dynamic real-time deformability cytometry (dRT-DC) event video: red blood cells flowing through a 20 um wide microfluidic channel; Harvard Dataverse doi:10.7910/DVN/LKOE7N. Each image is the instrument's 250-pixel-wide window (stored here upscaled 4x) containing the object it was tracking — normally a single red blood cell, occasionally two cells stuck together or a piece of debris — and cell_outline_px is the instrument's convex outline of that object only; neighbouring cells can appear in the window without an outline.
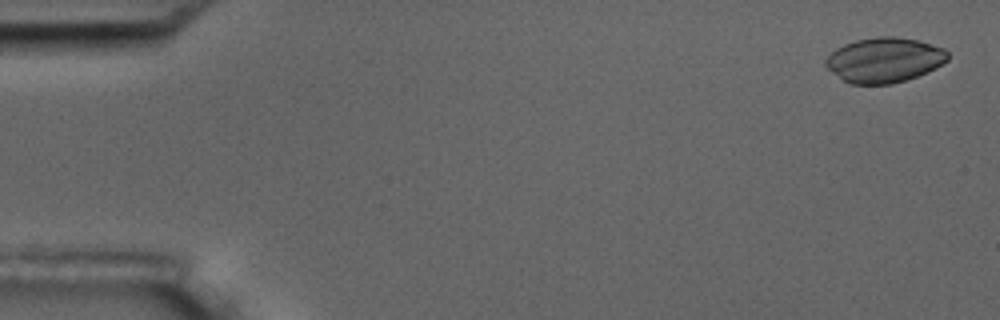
{"species": "common noctule bat (a hibernating species)", "species_latin": "Nyctalus noctula", "temperature_condition": "room temperature", "stored_images_in_passage": 6, "segment_of_instrument_passage": [2, 2], "camera_frame_rate_fps": 3000, "um_per_image_px": 0.085, "animal": {"sex": "male", "body_mass_g": 17.5, "forearm_length_mm": 52.3}, "frame": {"image": 1, "passage_image": 6, "time_ms": 5.667, "image_size_px": [1000, 320], "cell_outline_px": [[948, 60], [936, 68], [916, 76], [892, 84], [852, 84], [844, 80], [832, 72], [824, 64], [824, 60], [836, 48], [844, 44], [856, 40], [876, 36], [892, 36], [920, 40], [944, 48], [948, 52]], "centroid_in_image_um": [75.17, 5.08], "position_along_channel_um": 9.8, "area_um2": 31.96}}